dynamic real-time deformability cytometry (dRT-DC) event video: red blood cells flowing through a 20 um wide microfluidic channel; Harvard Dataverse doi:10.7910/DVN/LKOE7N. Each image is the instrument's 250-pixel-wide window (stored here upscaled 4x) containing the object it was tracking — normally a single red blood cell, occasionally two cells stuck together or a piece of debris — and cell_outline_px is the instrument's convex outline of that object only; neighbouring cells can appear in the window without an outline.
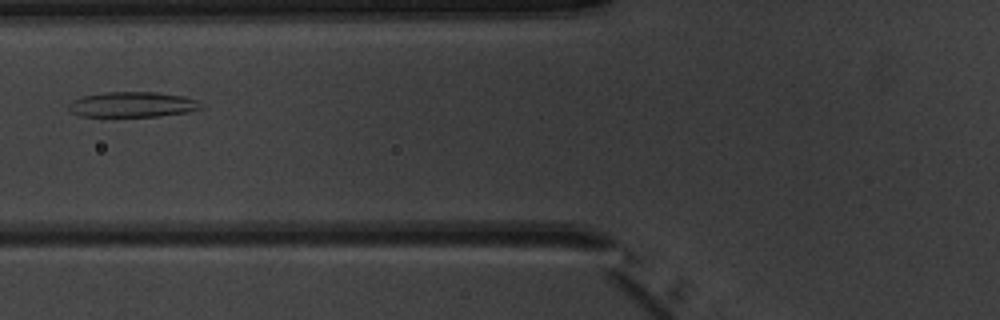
{"species": "common noctule bat (a hibernating species)", "species_latin": "Nyctalus noctula", "temperature_condition": "warm", "stored_images_in_passage": 6, "camera_frame_rate_fps": 3000, "um_per_image_px": 0.085, "animal": {"sex": "male", "body_mass_g": 20.1, "forearm_length_mm": 53.5}, "frame": {"image": 1, "passage_image": 6, "time_ms": 5.667, "image_size_px": [1000, 320], "cell_outline_px": [[204, 108], [188, 112], [160, 116], [80, 116], [72, 112], [68, 108], [68, 104], [72, 100], [84, 96], [104, 92], [156, 92], [184, 96], [196, 100]], "centroid_in_image_um": [11.27, 8.88], "position_along_channel_um": 114.5, "area_um2": 19.48}}